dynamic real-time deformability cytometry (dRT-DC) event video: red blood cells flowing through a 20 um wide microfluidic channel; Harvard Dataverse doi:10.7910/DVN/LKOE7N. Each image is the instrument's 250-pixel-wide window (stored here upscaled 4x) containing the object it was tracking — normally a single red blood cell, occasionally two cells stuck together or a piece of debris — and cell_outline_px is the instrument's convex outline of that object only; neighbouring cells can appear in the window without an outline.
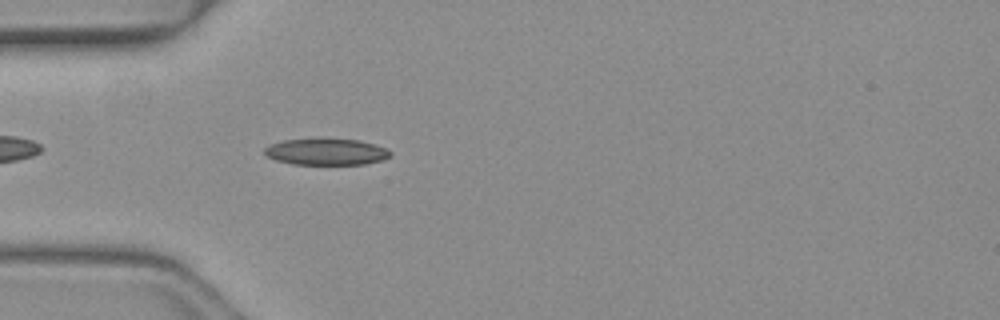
{"species": "common noctule bat (a hibernating species)", "species_latin": "Nyctalus noctula", "temperature_condition": "warm", "stored_images_in_passage": 39, "camera_frame_rate_fps": 3000, "um_per_image_px": 0.085, "animal": {"sex": "female", "body_mass_g": 19.3, "forearm_length_mm": 54.1}, "frame": {"image": 1, "passage_image": 4, "time_ms": 1.0, "image_size_px": [1000, 320], "cell_outline_px": [[392, 156], [384, 160], [364, 164], [292, 164], [276, 160], [264, 156], [264, 148], [272, 144], [284, 140], [360, 140], [388, 148], [392, 152]], "centroid_in_image_um": [27.78, 12.93], "position_along_channel_um": 57.2, "area_um2": 19.19}}
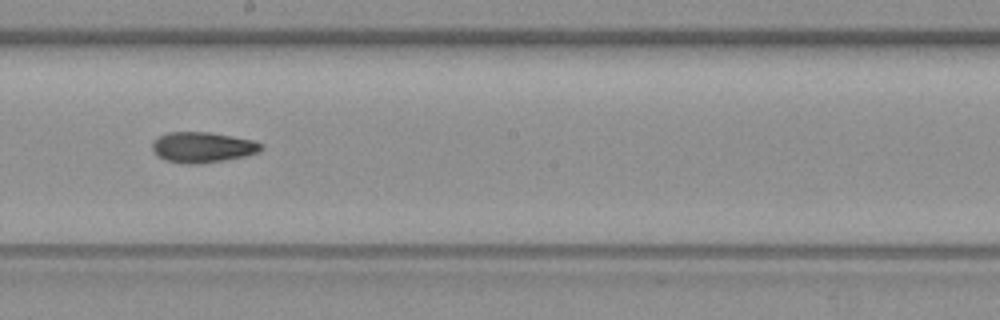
{"frame": {"image": 2, "passage_image": 17, "time_ms": 5.333, "image_size_px": [1000, 320], "cell_outline_px": [[264, 148], [260, 152], [244, 156], [224, 160], [200, 164], [188, 164], [164, 160], [152, 148], [152, 140], [168, 132], [208, 132], [232, 136], [252, 140], [264, 144]], "centroid_in_image_um": [17.25, 12.52], "position_along_channel_um": 231.0, "area_um2": 19.36}}
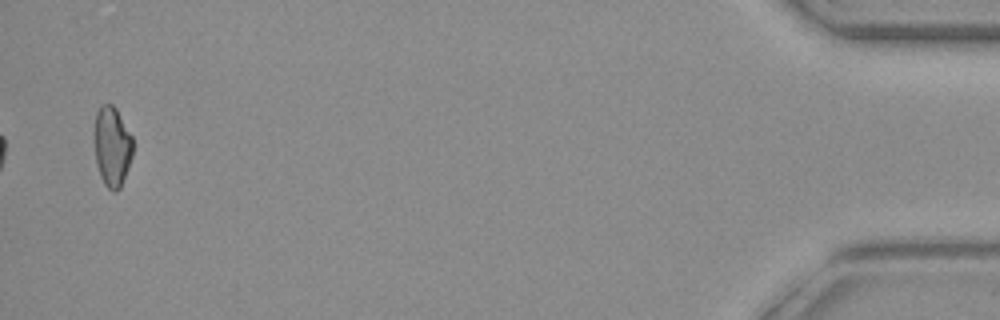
{"frame": {"image": 3, "passage_image": 38, "time_ms": 12.333, "image_size_px": [1000, 320], "cell_outline_px": [[132, 156], [128, 168], [120, 188], [116, 192], [112, 192], [104, 184], [100, 176], [96, 164], [92, 132], [96, 112], [100, 104], [112, 104], [116, 108], [132, 136]], "centroid_in_image_um": [9.48, 12.43], "position_along_channel_um": 425.7, "area_um2": 18.44}, "authors_computed_cell_mechanics": {"area_um2": 18.6116, "velocity_mm_per_s": 4.1008, "shape_relaxation_time_tau1_ms": 6.8387, "shape_relaxation_time_tau2_ms": 2.9806, "deformation_change_tau1": 0.1928, "deformation_change_tau2": 0.1074}}